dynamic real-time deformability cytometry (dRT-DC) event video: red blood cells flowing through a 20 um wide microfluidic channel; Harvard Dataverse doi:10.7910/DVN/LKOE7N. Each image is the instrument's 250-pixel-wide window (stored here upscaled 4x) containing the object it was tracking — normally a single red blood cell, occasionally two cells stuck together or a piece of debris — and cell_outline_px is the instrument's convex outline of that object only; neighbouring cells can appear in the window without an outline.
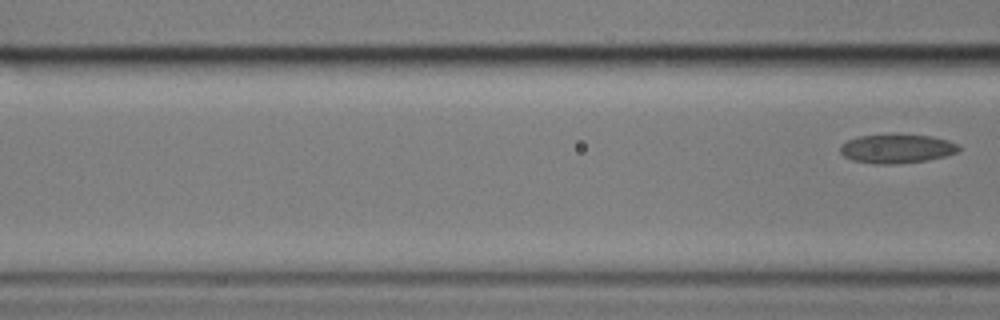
{"species": "common noctule bat (a hibernating species)", "species_latin": "Nyctalus noctula", "temperature_condition": "cold", "stored_images_in_passage": 6, "camera_frame_rate_fps": 3000, "um_per_image_px": 0.085, "animal": {"sex": "male", "body_mass_g": 17.9}, "frame": {"image": 1, "passage_image": 6, "time_ms": 1.667, "image_size_px": [1000, 320], "cell_outline_px": [[960, 148], [956, 152], [944, 156], [928, 160], [896, 164], [876, 164], [852, 160], [844, 156], [840, 152], [840, 144], [848, 140], [860, 136], [932, 136], [948, 140], [956, 144]], "centroid_in_image_um": [76.2, 12.67], "position_along_channel_um": 90.4, "area_um2": 19.48}}